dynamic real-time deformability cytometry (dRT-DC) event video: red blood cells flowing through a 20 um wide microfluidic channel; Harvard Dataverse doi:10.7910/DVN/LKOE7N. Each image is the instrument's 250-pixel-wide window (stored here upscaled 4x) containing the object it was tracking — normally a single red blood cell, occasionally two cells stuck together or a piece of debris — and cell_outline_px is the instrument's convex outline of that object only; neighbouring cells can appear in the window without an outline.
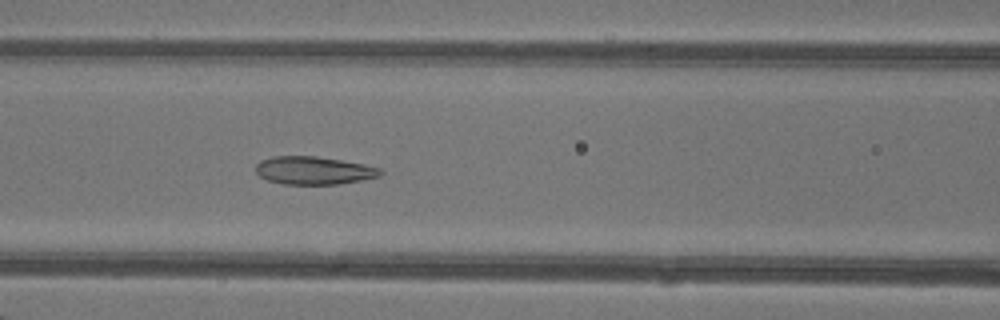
{"species": "common noctule bat (a hibernating species)", "species_latin": "Nyctalus noctula", "temperature_condition": "warm", "stored_images_in_passage": 49, "camera_frame_rate_fps": 3000, "um_per_image_px": 0.085, "animal": {"sex": "female"}, "frame": {"image": 1, "passage_image": 22, "time_ms": 7.0, "image_size_px": [1000, 320], "cell_outline_px": [[384, 172], [380, 176], [360, 180], [336, 184], [284, 184], [268, 180], [260, 176], [256, 172], [256, 164], [260, 160], [272, 156], [316, 156], [364, 164], [380, 168]], "centroid_in_image_um": [26.66, 14.48], "position_along_channel_um": 139.9, "area_um2": 20.23}}
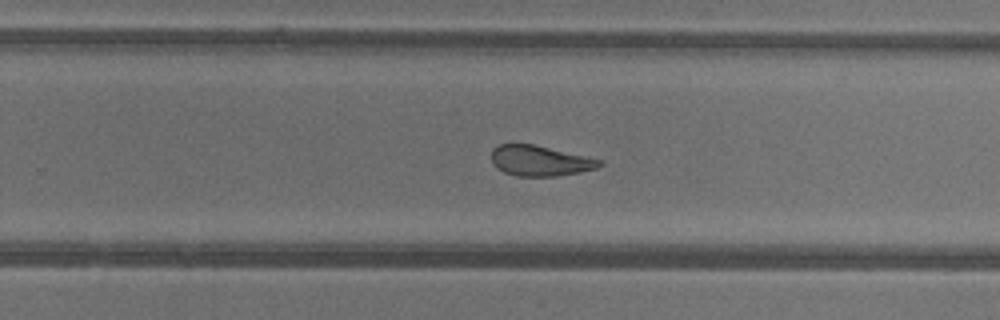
{"frame": {"image": 2, "passage_image": 32, "time_ms": 10.333, "image_size_px": [1000, 320], "cell_outline_px": [[604, 164], [596, 168], [580, 172], [556, 176], [516, 176], [504, 172], [496, 168], [492, 164], [492, 148], [500, 144], [532, 144], [584, 156], [600, 160]], "centroid_in_image_um": [45.85, 13.67], "position_along_channel_um": 284.0, "area_um2": 18.96}}
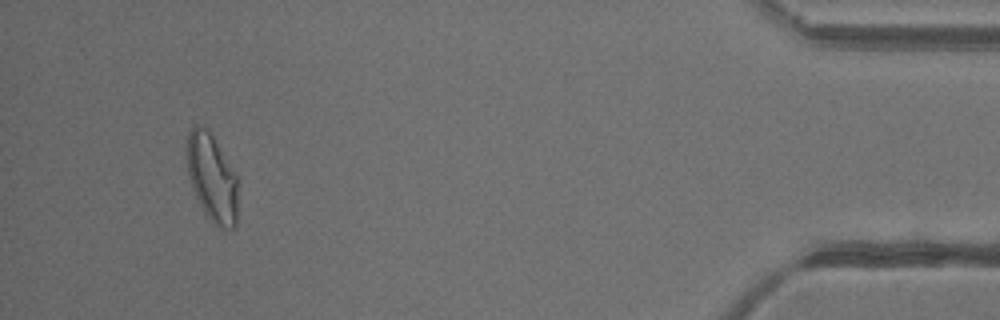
{"frame": {"image": 3, "passage_image": 46, "time_ms": 15.0, "image_size_px": [1000, 320], "cell_outline_px": [[236, 228], [224, 232], [204, 216], [192, 188], [188, 172], [184, 152], [188, 132], [192, 124], [196, 124], [208, 128], [236, 176]], "centroid_in_image_um": [17.96, 15.13], "position_along_channel_um": 417.2, "area_um2": 26.65}, "authors_computed_cell_mechanics": {"area_um2": 23.409, "velocity_mm_per_s": 4.3323, "shape_relaxation_time_tau1_ms": null, "shape_relaxation_time_tau2_ms": 1.5695, "deformation_change_tau1": null, "deformation_change_tau2": 0.0716}}